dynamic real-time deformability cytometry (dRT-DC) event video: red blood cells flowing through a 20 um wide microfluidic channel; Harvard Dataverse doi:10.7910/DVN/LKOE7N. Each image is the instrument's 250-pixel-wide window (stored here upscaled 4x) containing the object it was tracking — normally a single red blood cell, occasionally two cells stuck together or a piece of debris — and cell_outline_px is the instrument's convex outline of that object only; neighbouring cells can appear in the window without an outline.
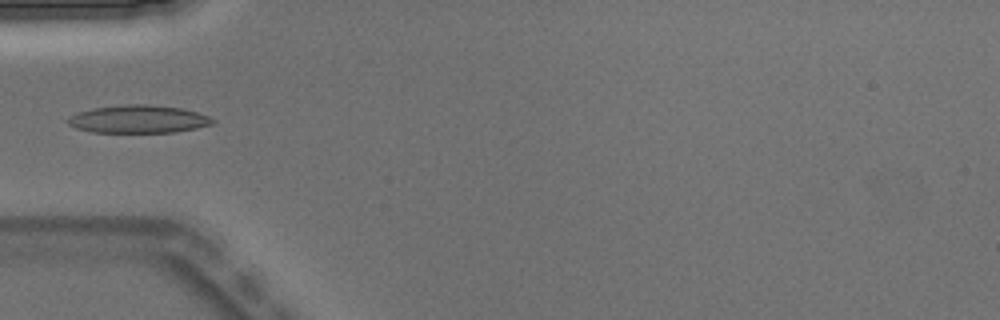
{"species": "Egyptian fruit bat (a non-hibernating species)", "species_latin": "Rousettus aegyptiacus", "temperature_condition": "warm", "stored_images_in_passage": 5, "camera_frame_rate_fps": 3000, "um_per_image_px": 0.085, "animal": {"sex": "male"}, "frame": {"image": 1, "passage_image": 5, "time_ms": 1.333, "image_size_px": [1000, 320], "cell_outline_px": [[216, 120], [212, 124], [196, 128], [172, 132], [92, 132], [76, 128], [68, 124], [68, 120], [72, 116], [80, 112], [92, 108], [128, 104], [148, 104], [180, 108], [196, 112], [208, 116]], "centroid_in_image_um": [11.78, 10.12], "position_along_channel_um": 73.2, "area_um2": 23.18}}